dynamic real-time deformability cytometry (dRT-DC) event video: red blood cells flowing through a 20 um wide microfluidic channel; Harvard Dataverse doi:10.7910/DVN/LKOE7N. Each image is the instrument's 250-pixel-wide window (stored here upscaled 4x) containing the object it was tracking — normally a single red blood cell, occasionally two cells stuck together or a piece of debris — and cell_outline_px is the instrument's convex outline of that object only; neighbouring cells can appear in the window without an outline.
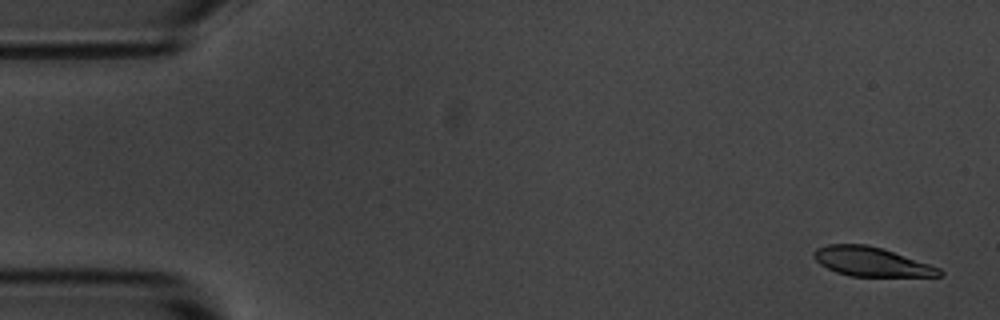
{"species": "common noctule bat (a hibernating species)", "species_latin": "Nyctalus noctula", "temperature_condition": "room temperature", "stored_images_in_passage": 21, "camera_frame_rate_fps": 3000, "um_per_image_px": 0.085, "animal": {"sex": "male", "body_mass_g": 20.1, "forearm_length_mm": 53.5}, "frame": {"image": 1, "passage_image": 1, "time_ms": 0.0, "image_size_px": [1000, 320], "cell_outline_px": [[944, 272], [940, 276], [852, 276], [836, 272], [820, 264], [812, 256], [816, 248], [828, 244], [864, 244], [880, 248], [940, 268]], "centroid_in_image_um": [74.02, 22.25], "position_along_channel_um": 11.0, "area_um2": 20.92}}
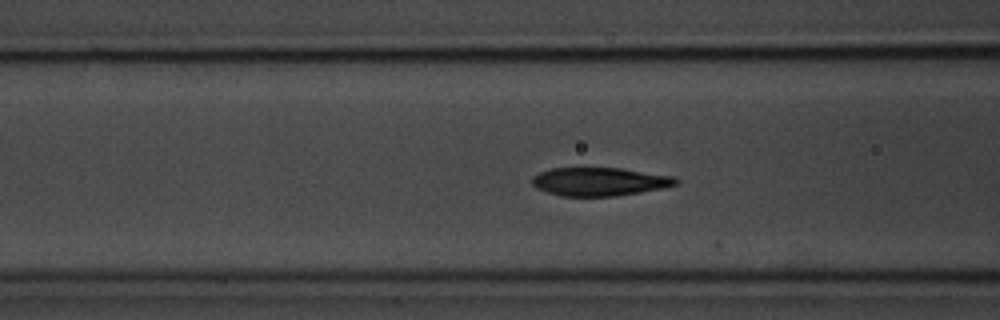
{"frame": {"image": 2, "passage_image": 20, "time_ms": 6.333, "image_size_px": [1000, 320], "cell_outline_px": [[680, 180], [676, 184], [664, 188], [616, 196], [560, 196], [536, 188], [532, 184], [532, 176], [540, 172], [552, 168], [620, 168], [676, 176]], "centroid_in_image_um": [50.98, 15.44], "position_along_channel_um": 115.6, "area_um2": 23.87}}